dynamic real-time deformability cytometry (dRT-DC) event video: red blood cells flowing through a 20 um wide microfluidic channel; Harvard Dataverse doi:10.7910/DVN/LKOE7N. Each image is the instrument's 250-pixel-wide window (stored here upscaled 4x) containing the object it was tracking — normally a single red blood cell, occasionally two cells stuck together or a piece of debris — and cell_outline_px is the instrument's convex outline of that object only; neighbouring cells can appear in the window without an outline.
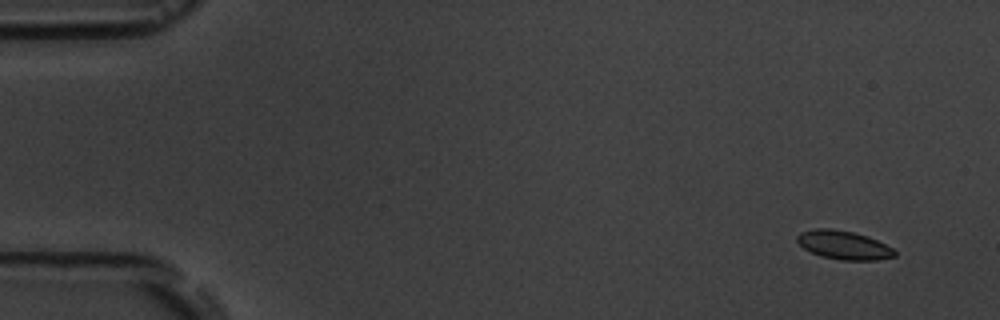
{"species": "common noctule bat (a hibernating species)", "species_latin": "Nyctalus noctula", "temperature_condition": "room temperature", "stored_images_in_passage": 6, "camera_frame_rate_fps": 3000, "um_per_image_px": 0.085, "animal": {"sex": "male", "body_mass_g": 19.5, "forearm_length_mm": 54.6}, "frame": {"image": 1, "passage_image": 1, "time_ms": 0.0, "image_size_px": [1000, 320], "cell_outline_px": [[896, 256], [876, 260], [840, 260], [820, 256], [804, 248], [796, 240], [796, 236], [800, 232], [816, 228], [832, 228], [852, 232], [868, 236], [892, 248], [896, 252]], "centroid_in_image_um": [71.7, 20.83], "position_along_channel_um": 13.3, "area_um2": 16.24}}
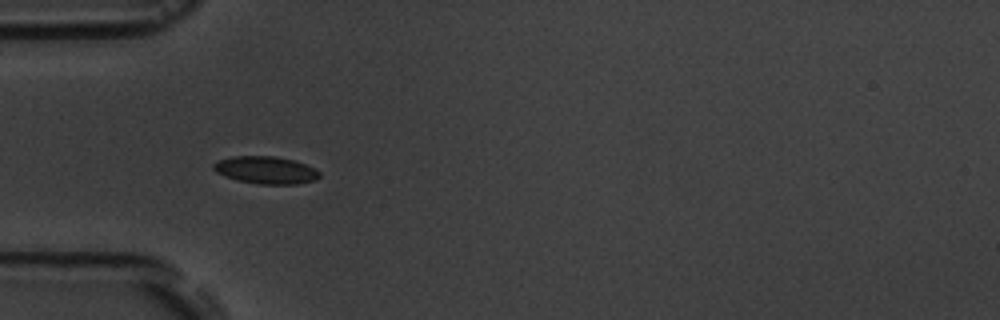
{"frame": {"image": 2, "passage_image": 5, "time_ms": 4.667, "image_size_px": [1000, 320], "cell_outline_px": [[320, 176], [316, 180], [296, 184], [260, 184], [236, 180], [224, 176], [216, 172], [212, 168], [212, 164], [220, 160], [232, 156], [272, 156], [292, 160], [304, 164], [320, 172]], "centroid_in_image_um": [22.56, 14.46], "position_along_channel_um": 62.4, "area_um2": 16.82}}
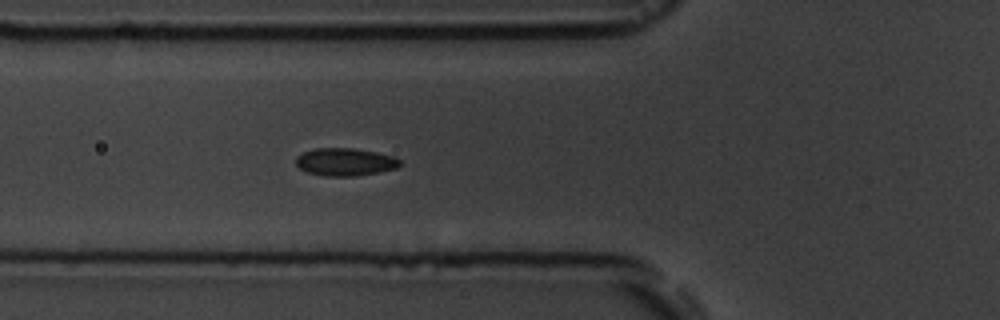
{"frame": {"image": 3, "passage_image": 6, "time_ms": 5.667, "image_size_px": [1000, 320], "cell_outline_px": [[400, 164], [396, 168], [380, 172], [356, 176], [324, 176], [308, 172], [300, 168], [296, 164], [296, 156], [304, 152], [316, 148], [356, 148], [376, 152], [392, 156], [400, 160]], "centroid_in_image_um": [29.33, 13.76], "position_along_channel_um": 96.5, "area_um2": 16.76}}